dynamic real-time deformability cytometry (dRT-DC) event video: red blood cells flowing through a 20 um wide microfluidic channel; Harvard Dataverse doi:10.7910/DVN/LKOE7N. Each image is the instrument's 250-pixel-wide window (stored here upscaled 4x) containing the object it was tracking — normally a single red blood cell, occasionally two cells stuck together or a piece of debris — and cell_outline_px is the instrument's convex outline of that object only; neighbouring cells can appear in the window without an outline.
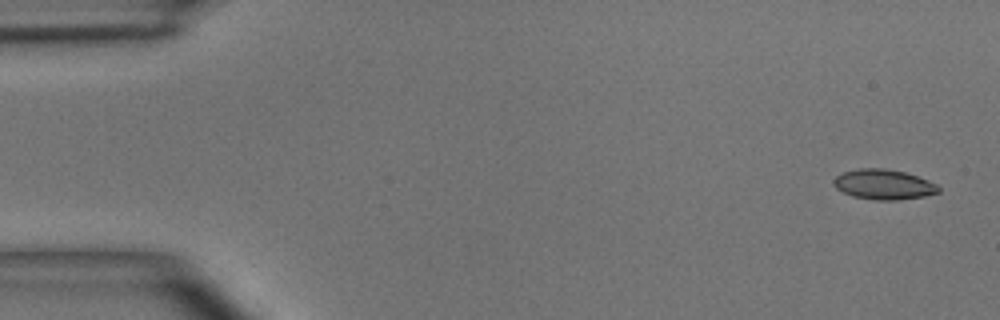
{"species": "common noctule bat (a hibernating species)", "species_latin": "Nyctalus noctula", "temperature_condition": "room temperature", "stored_images_in_passage": 8, "camera_frame_rate_fps": 3000, "um_per_image_px": 0.085, "animal": {"sex": "male", "body_mass_g": 15.6}, "frame": {"image": 1, "passage_image": 1, "time_ms": 0.0, "image_size_px": [1000, 320], "cell_outline_px": [[940, 192], [924, 196], [900, 200], [872, 200], [852, 196], [836, 188], [832, 184], [832, 180], [836, 176], [844, 172], [860, 168], [884, 168], [904, 172], [928, 180], [936, 184], [940, 188]], "centroid_in_image_um": [75.1, 15.68], "position_along_channel_um": 9.9, "area_um2": 18.44}}
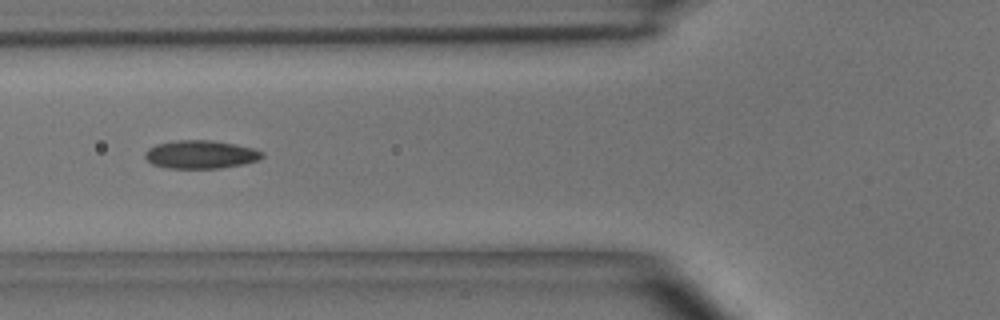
{"frame": {"image": 2, "passage_image": 6, "time_ms": 5.667, "image_size_px": [1000, 320], "cell_outline_px": [[264, 156], [260, 160], [244, 164], [220, 168], [168, 168], [152, 164], [144, 156], [144, 152], [148, 148], [156, 144], [176, 140], [208, 140], [236, 144], [252, 148], [264, 152]], "centroid_in_image_um": [17.07, 13.13], "position_along_channel_um": 108.7, "area_um2": 19.36}}
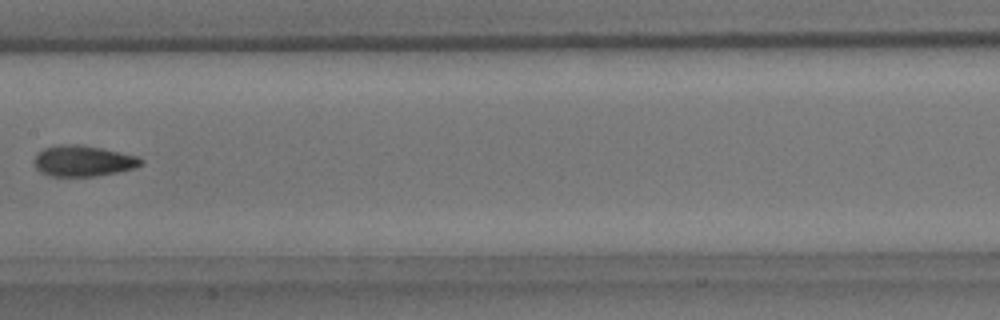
{"frame": {"image": 3, "passage_image": 8, "time_ms": 8.0, "image_size_px": [1000, 320], "cell_outline_px": [[144, 164], [136, 168], [96, 176], [52, 176], [40, 172], [36, 168], [32, 160], [44, 148], [56, 144], [76, 144], [100, 148], [136, 156], [144, 160]], "centroid_in_image_um": [7.05, 13.68], "position_along_channel_um": 200.3, "area_um2": 19.19}}